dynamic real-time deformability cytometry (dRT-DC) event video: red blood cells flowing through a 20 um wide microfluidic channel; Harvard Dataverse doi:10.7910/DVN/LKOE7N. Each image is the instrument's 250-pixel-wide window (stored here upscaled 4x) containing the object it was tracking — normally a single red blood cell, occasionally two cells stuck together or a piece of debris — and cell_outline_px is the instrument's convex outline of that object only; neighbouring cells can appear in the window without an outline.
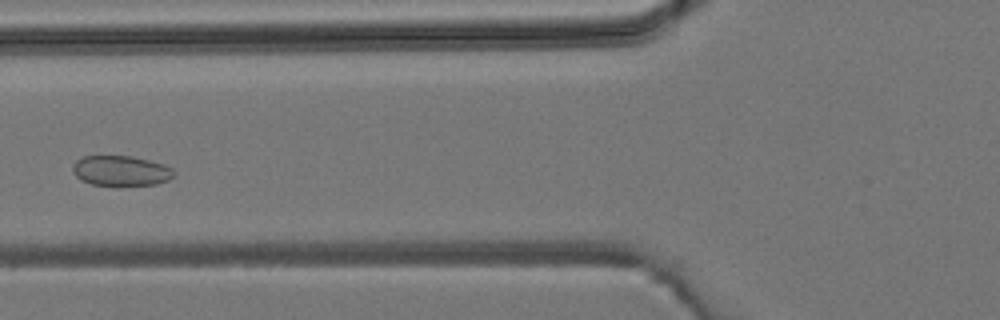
{"species": "common noctule bat (a hibernating species)", "species_latin": "Nyctalus noctula", "temperature_condition": "room temperature", "stored_images_in_passage": 4, "camera_frame_rate_fps": 3000, "um_per_image_px": 0.085, "animal": {"sex": "male", "body_mass_g": 19.2, "forearm_length_mm": 51.8}, "frame": {"image": 1, "passage_image": 4, "time_ms": 3.333, "image_size_px": [1000, 320], "cell_outline_px": [[176, 172], [168, 180], [156, 184], [116, 188], [92, 184], [80, 180], [72, 172], [72, 168], [76, 160], [84, 156], [132, 156], [164, 164], [172, 168]], "centroid_in_image_um": [10.27, 14.56], "position_along_channel_um": 115.5, "area_um2": 18.44}}